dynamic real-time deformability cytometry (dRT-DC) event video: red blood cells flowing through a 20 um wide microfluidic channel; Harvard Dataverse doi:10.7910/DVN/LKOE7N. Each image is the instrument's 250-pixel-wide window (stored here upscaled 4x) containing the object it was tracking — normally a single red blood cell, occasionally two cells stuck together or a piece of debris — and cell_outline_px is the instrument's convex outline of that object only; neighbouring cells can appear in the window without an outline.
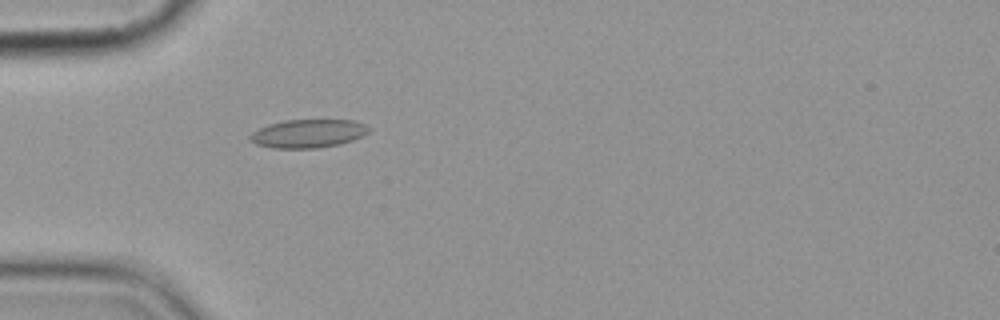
{"species": "common noctule bat (a hibernating species)", "species_latin": "Nyctalus noctula", "temperature_condition": "cold", "stored_images_in_passage": 5, "camera_frame_rate_fps": 3000, "um_per_image_px": 0.085, "animal": {"sex": "female", "body_mass_g": 19.9}, "frame": {"image": 1, "passage_image": 5, "time_ms": 5.667, "image_size_px": [1000, 320], "cell_outline_px": [[372, 128], [368, 132], [352, 140], [340, 144], [316, 148], [272, 148], [256, 144], [248, 140], [248, 136], [252, 132], [268, 124], [284, 120], [352, 120], [364, 124]], "centroid_in_image_um": [26.15, 11.35], "position_along_channel_um": 58.8, "area_um2": 19.65}}